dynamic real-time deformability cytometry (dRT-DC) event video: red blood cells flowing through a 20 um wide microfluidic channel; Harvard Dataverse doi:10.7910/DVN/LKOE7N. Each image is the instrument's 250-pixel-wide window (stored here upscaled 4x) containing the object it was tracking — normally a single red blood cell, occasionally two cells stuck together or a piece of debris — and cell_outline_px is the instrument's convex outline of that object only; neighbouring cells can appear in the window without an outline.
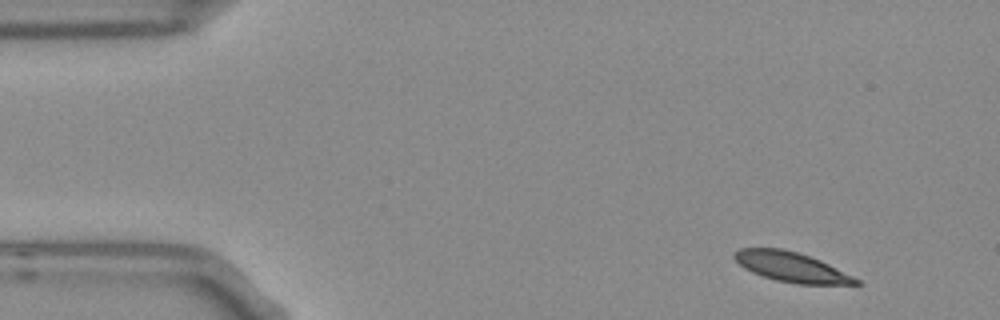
{"species": "Egyptian fruit bat (a non-hibernating species)", "species_latin": "Rousettus aegyptiacus", "temperature_condition": "room temperature", "stored_images_in_passage": 4, "camera_frame_rate_fps": 3000, "um_per_image_px": 0.085, "frame": {"image": 1, "passage_image": 1, "time_ms": 0.0, "image_size_px": [1000, 320], "cell_outline_px": [[864, 284], [796, 284], [776, 280], [752, 272], [744, 268], [732, 256], [732, 252], [740, 248], [780, 248], [796, 252], [820, 260], [860, 280]], "centroid_in_image_um": [67.23, 22.69], "position_along_channel_um": 17.8, "area_um2": 20.87}}
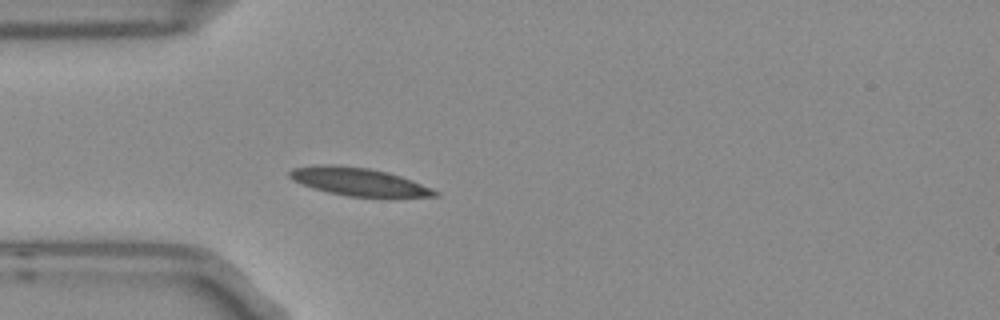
{"frame": {"image": 2, "passage_image": 4, "time_ms": 1.0, "image_size_px": [1000, 320], "cell_outline_px": [[440, 196], [348, 196], [328, 192], [312, 188], [292, 180], [288, 176], [288, 172], [292, 168], [320, 164], [328, 164], [368, 168], [388, 172], [412, 180], [432, 188], [440, 192]], "centroid_in_image_um": [30.44, 15.43], "position_along_channel_um": 54.6, "area_um2": 23.41}}